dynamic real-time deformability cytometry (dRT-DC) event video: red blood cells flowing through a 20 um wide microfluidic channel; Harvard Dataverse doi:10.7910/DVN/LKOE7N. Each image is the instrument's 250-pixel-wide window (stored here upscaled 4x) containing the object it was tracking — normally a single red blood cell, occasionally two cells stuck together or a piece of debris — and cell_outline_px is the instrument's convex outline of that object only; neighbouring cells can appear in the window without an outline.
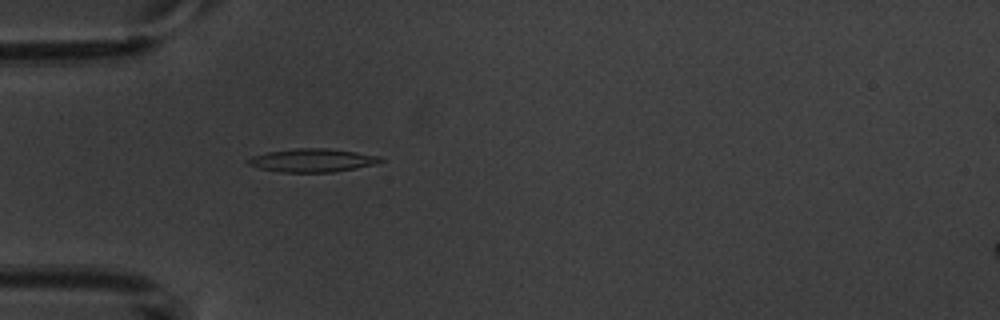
{"species": "common noctule bat (a hibernating species)", "species_latin": "Nyctalus noctula", "temperature_condition": "warm", "stored_images_in_passage": 3, "camera_frame_rate_fps": 3000, "um_per_image_px": 0.085, "animal": {"sex": "male", "body_mass_g": 20.1, "forearm_length_mm": 53.5}, "frame": {"image": 1, "passage_image": 3, "time_ms": 2.333, "image_size_px": [1000, 320], "cell_outline_px": [[384, 160], [376, 164], [356, 168], [332, 172], [284, 172], [260, 168], [248, 164], [244, 160], [252, 156], [268, 152], [296, 148], [328, 148], [356, 152], [380, 156]], "centroid_in_image_um": [26.56, 13.62], "position_along_channel_um": 58.4, "area_um2": 17.92}}